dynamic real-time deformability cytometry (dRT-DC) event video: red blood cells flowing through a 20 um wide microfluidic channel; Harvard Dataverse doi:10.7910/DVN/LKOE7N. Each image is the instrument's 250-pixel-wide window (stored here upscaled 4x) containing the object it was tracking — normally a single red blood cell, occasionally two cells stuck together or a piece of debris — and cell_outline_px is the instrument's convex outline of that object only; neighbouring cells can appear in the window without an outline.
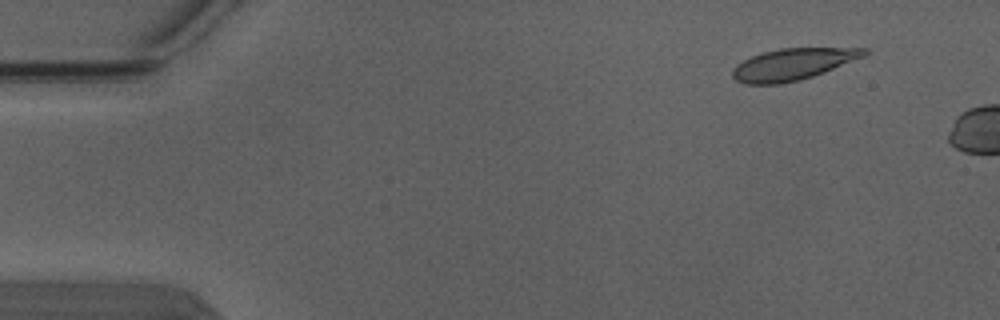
{"species": "Egyptian fruit bat (a non-hibernating species)", "species_latin": "Rousettus aegyptiacus", "temperature_condition": "warm", "stored_images_in_passage": 2, "camera_frame_rate_fps": 3000, "um_per_image_px": 0.085, "animal": {"sex": "male"}, "frame": {"image": 1, "passage_image": 2, "time_ms": 0.333, "image_size_px": [1000, 320], "cell_outline_px": [[868, 52], [864, 56], [824, 72], [800, 80], [780, 84], [744, 84], [736, 80], [732, 76], [732, 68], [736, 64], [752, 56], [764, 52], [780, 48], [868, 48]], "centroid_in_image_um": [67.35, 5.46], "position_along_channel_um": 17.6, "area_um2": 24.1}}